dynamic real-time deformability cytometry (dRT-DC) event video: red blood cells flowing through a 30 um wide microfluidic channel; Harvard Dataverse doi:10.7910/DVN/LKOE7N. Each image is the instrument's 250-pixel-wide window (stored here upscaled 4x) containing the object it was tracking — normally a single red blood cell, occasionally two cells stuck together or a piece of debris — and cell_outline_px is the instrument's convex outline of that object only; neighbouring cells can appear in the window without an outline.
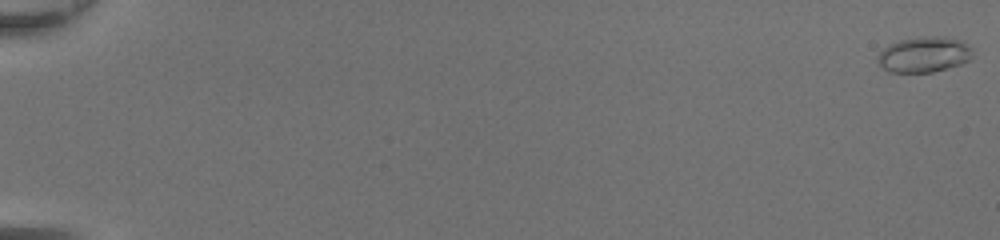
{"species": "common noctule bat (a hibernating species)", "species_latin": "Nyctalus noctula", "temperature_condition": "room temperature", "stored_images_in_passage": 50, "camera_frame_rate_fps": 3000, "um_per_image_px": 0.085, "animal": {"sex": "female", "body_mass_g": 20.0, "forearm_length_mm": 54.0}, "frame": {"image": 1, "passage_image": 1, "time_ms": 0.0, "image_size_px": [1000, 240], "cell_outline_px": [[972, 56], [968, 60], [960, 64], [932, 72], [888, 72], [876, 60], [876, 56], [888, 44], [900, 40], [924, 36], [944, 36], [960, 40], [972, 48]], "centroid_in_image_um": [78.52, 4.62], "position_along_channel_um": 6.5, "area_um2": 19.65}}
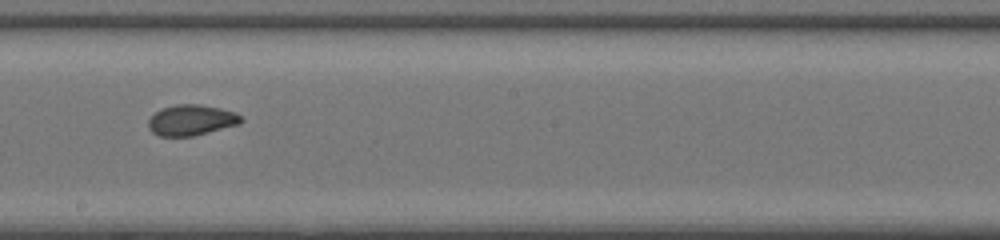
{"frame": {"image": 2, "passage_image": 31, "time_ms": 10.0, "image_size_px": [1000, 240], "cell_outline_px": [[244, 120], [240, 124], [192, 136], [160, 136], [152, 132], [148, 128], [148, 120], [156, 112], [164, 108], [176, 104], [200, 104], [220, 108], [236, 112]], "centroid_in_image_um": [16.28, 10.21], "position_along_channel_um": 231.9, "area_um2": 16.53}}
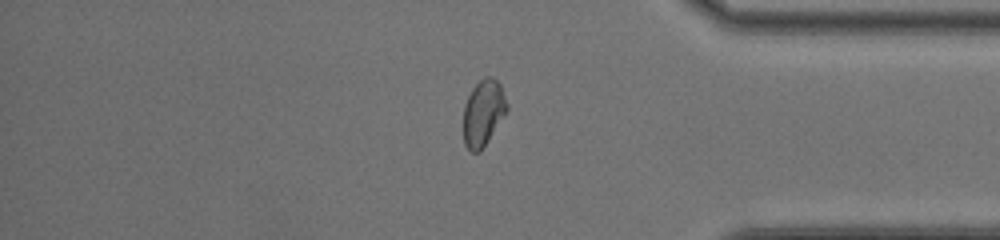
{"frame": {"image": 3, "passage_image": 43, "time_ms": 14.0, "image_size_px": [1000, 240], "cell_outline_px": [[508, 108], [480, 152], [472, 152], [464, 144], [464, 104], [472, 88], [484, 76], [492, 76], [500, 84], [508, 104]], "centroid_in_image_um": [41.07, 9.56], "position_along_channel_um": 394.1, "area_um2": 16.53}, "authors_computed_cell_mechanics": {"area_um2": 17.0221, "velocity_mm_per_s": 4.4104, "shape_relaxation_time_tau1_ms": null, "shape_relaxation_time_tau2_ms": 1.0135, "deformation_change_tau1": null, "deformation_change_tau2": 0.0567}}